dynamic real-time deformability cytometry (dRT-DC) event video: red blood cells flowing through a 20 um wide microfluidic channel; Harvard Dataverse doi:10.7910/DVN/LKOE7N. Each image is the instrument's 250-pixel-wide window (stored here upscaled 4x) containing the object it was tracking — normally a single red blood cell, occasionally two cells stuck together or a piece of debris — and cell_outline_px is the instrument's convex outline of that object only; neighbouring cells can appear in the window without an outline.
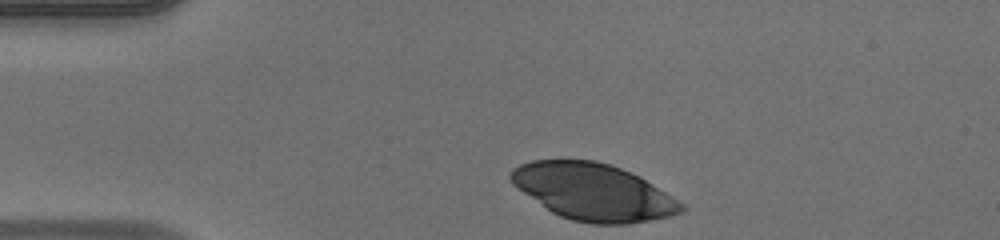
{"species": "human", "species_latin": "Homo sapiens", "temperature_condition": "warm", "stored_images_in_passage": 34, "camera_frame_rate_fps": 3000, "um_per_image_px": 0.085, "donor": {"sex": "male"}, "frame": {"image": 1, "passage_image": 1, "time_ms": 0.0, "image_size_px": [1000, 240], "cell_outline_px": [[688, 208], [684, 212], [668, 216], [628, 224], [592, 224], [572, 220], [560, 216], [552, 212], [516, 188], [512, 184], [508, 176], [508, 172], [512, 168], [520, 164], [532, 160], [596, 160], [612, 164], [640, 176], [684, 204]], "centroid_in_image_um": [50.41, 16.3], "position_along_channel_um": 34.6, "area_um2": 56.59}}